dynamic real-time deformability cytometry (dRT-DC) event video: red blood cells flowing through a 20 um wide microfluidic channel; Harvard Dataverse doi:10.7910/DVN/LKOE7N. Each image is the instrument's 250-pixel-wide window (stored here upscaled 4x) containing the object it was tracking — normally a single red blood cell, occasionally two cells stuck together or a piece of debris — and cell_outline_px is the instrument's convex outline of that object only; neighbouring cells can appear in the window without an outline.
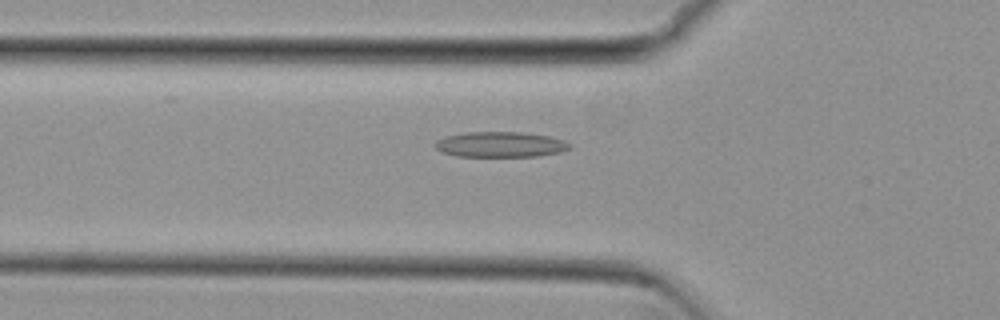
{"species": "common noctule bat (a hibernating species)", "species_latin": "Nyctalus noctula", "temperature_condition": "cold", "stored_images_in_passage": 31, "camera_frame_rate_fps": 3000, "um_per_image_px": 0.085, "animal": {"sex": "female", "body_mass_g": 29.2, "forearm_length_mm": 56.3}, "frame": {"image": 1, "passage_image": 6, "time_ms": 1.667, "image_size_px": [1000, 320], "cell_outline_px": [[572, 148], [560, 152], [536, 156], [456, 156], [440, 152], [432, 144], [436, 140], [444, 136], [468, 132], [520, 132], [548, 136], [564, 140], [572, 144]], "centroid_in_image_um": [42.5, 12.28], "position_along_channel_um": 83.3, "area_um2": 20.06}}
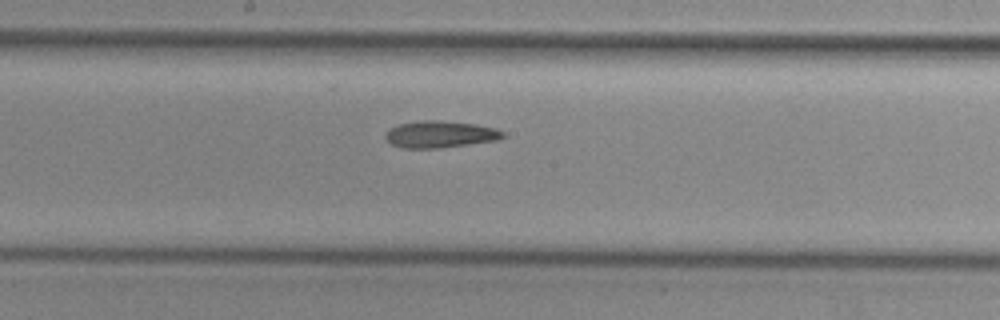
{"frame": {"image": 2, "passage_image": 16, "time_ms": 5.0, "image_size_px": [1000, 320], "cell_outline_px": [[504, 136], [500, 140], [440, 148], [404, 148], [392, 144], [384, 136], [396, 124], [416, 120], [436, 120], [476, 124], [496, 128], [504, 132]], "centroid_in_image_um": [37.44, 11.41], "position_along_channel_um": 210.8, "area_um2": 18.44}}
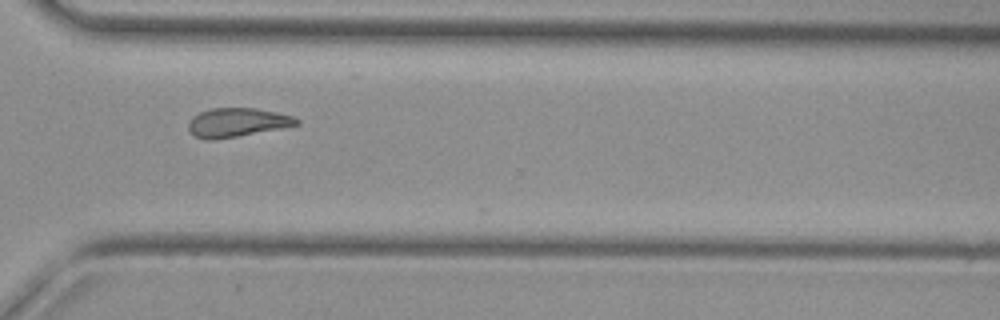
{"frame": {"image": 3, "passage_image": 27, "time_ms": 8.667, "image_size_px": [1000, 320], "cell_outline_px": [[300, 124], [280, 128], [236, 136], [212, 140], [208, 140], [196, 136], [188, 128], [188, 120], [192, 116], [200, 112], [212, 108], [256, 108], [276, 112], [292, 116], [300, 120]], "centroid_in_image_um": [20.14, 10.39], "position_along_channel_um": 350.5, "area_um2": 17.98}, "authors_computed_cell_mechanics": {"area_um2": 18.6116, "velocity_mm_per_s": 3.8086, "shape_relaxation_time_tau1_ms": null, "shape_relaxation_time_tau2_ms": 9.361, "deformation_change_tau1": null, "deformation_change_tau2": 0.1987}}